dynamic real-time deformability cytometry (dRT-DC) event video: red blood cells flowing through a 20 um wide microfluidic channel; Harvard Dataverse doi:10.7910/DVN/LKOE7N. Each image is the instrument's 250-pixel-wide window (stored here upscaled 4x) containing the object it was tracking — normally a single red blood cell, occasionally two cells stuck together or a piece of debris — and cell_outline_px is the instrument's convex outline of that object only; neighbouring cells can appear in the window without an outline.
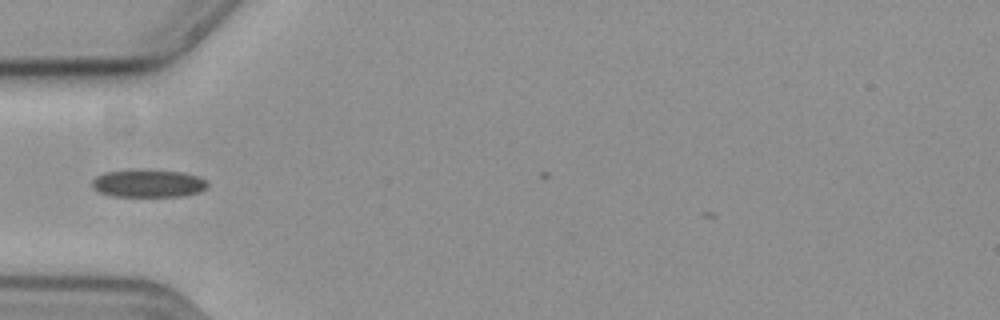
{"species": "common noctule bat (a hibernating species)", "species_latin": "Nyctalus noctula", "temperature_condition": "cold", "stored_images_in_passage": 4, "camera_frame_rate_fps": 3000, "um_per_image_px": 0.085, "animal": {"sex": "female", "body_mass_g": 19.3, "forearm_length_mm": 54.1}, "frame": {"image": 1, "passage_image": 1, "time_ms": 0.0, "image_size_px": [1000, 320], "cell_outline_px": [[208, 188], [200, 192], [184, 196], [112, 196], [100, 192], [92, 188], [92, 180], [96, 176], [104, 172], [184, 172], [200, 176], [208, 184]], "centroid_in_image_um": [12.65, 15.63], "position_along_channel_um": 72.4, "area_um2": 18.03}}